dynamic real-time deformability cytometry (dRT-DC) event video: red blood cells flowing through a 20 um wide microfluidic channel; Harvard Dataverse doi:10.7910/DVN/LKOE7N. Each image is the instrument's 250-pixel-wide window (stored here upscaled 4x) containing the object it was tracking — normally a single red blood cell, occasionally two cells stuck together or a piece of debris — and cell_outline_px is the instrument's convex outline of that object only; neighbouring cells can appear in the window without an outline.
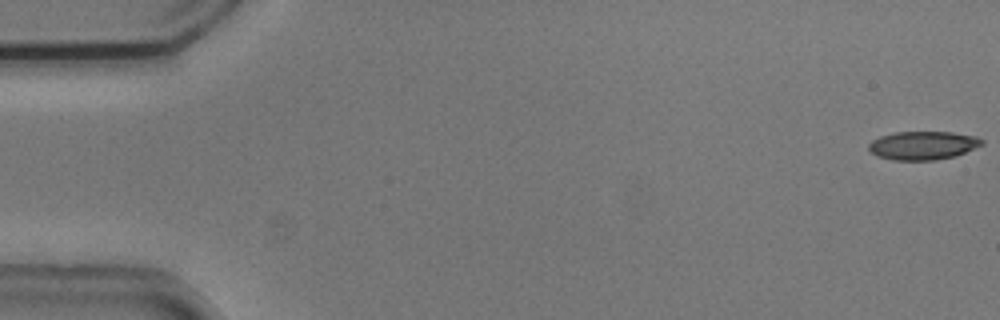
{"species": "common noctule bat (a hibernating species)", "species_latin": "Nyctalus noctula", "temperature_condition": "cold", "stored_images_in_passage": 54, "camera_frame_rate_fps": 3000, "um_per_image_px": 0.085, "animal": {"sex": "male", "body_mass_g": 20.5, "forearm_length_mm": 52.5}, "frame": {"image": 1, "passage_image": 1, "time_ms": 0.0, "image_size_px": [1000, 320], "cell_outline_px": [[984, 144], [956, 156], [936, 160], [892, 160], [876, 156], [868, 148], [868, 144], [872, 140], [880, 136], [896, 132], [952, 132], [976, 136], [984, 140]], "centroid_in_image_um": [78.46, 12.36], "position_along_channel_um": 6.5, "area_um2": 18.9}}
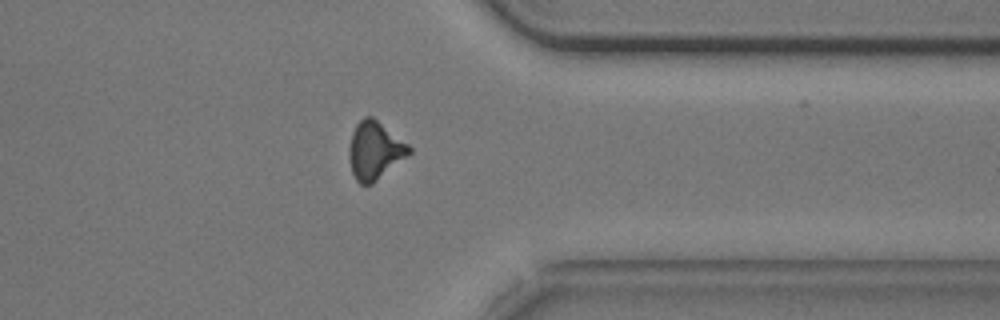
{"frame": {"image": 2, "passage_image": 43, "time_ms": 14.0, "image_size_px": [1000, 320], "cell_outline_px": [[412, 152], [372, 184], [360, 184], [356, 180], [352, 172], [348, 156], [348, 148], [352, 132], [356, 124], [364, 116], [372, 116], [408, 144], [412, 148]], "centroid_in_image_um": [31.83, 12.78], "position_along_channel_um": 379.6, "area_um2": 20.17}}
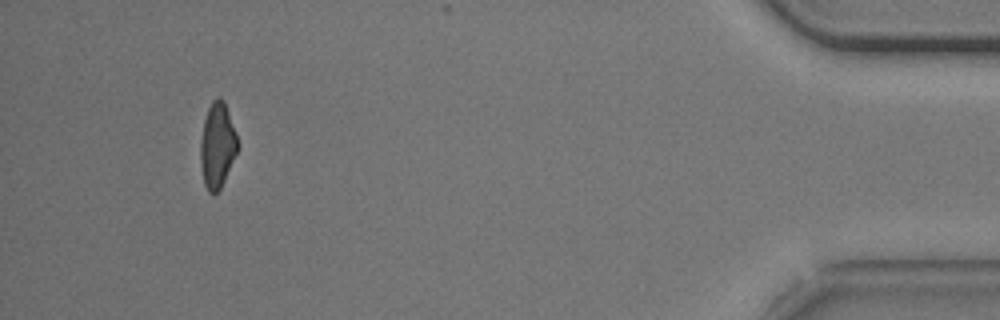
{"frame": {"image": 3, "passage_image": 51, "time_ms": 16.667, "image_size_px": [1000, 320], "cell_outline_px": [[240, 148], [220, 188], [216, 192], [208, 192], [204, 184], [200, 164], [200, 140], [204, 120], [208, 108], [212, 100], [216, 96], [220, 96], [224, 100], [236, 132], [240, 144]], "centroid_in_image_um": [18.49, 12.32], "position_along_channel_um": 416.7, "area_um2": 18.79}, "authors_computed_cell_mechanics": {"area_um2": 19.8832, "velocity_mm_per_s": 3.7396, "shape_relaxation_time_tau1_ms": 4.9816, "shape_relaxation_time_tau2_ms": 3.8135, "deformation_change_tau1": 0.171, "deformation_change_tau2": 0.1376}}